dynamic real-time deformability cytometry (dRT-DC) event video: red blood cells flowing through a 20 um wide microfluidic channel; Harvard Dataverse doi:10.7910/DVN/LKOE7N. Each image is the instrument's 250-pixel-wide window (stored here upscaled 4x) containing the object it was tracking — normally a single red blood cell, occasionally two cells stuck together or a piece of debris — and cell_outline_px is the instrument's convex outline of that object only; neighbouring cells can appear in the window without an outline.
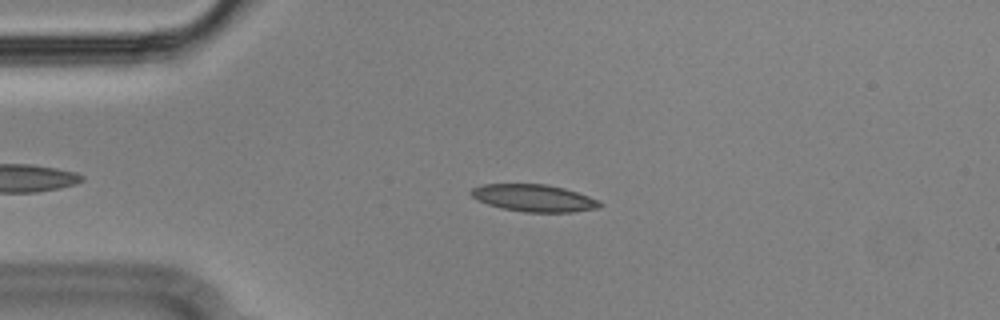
{"species": "Egyptian fruit bat (a non-hibernating species)", "species_latin": "Rousettus aegyptiacus", "temperature_condition": "cold", "stored_images_in_passage": 50, "camera_frame_rate_fps": 3000, "um_per_image_px": 0.085, "animal": {"sex": "male"}, "frame": {"image": 1, "passage_image": 12, "time_ms": 3.667, "image_size_px": [1000, 320], "cell_outline_px": [[604, 204], [596, 208], [572, 212], [524, 212], [504, 208], [488, 204], [476, 200], [468, 192], [472, 188], [484, 184], [548, 184], [564, 188], [588, 196]], "centroid_in_image_um": [45.34, 16.82], "position_along_channel_um": 39.7, "area_um2": 20.23}}
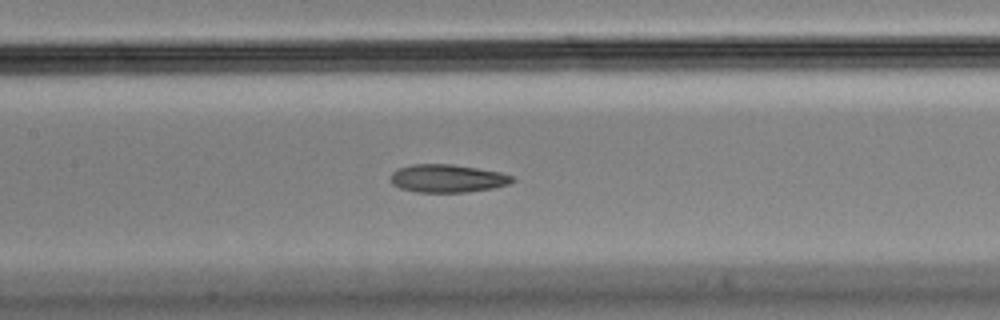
{"frame": {"image": 2, "passage_image": 25, "time_ms": 8.0, "image_size_px": [1000, 320], "cell_outline_px": [[516, 180], [508, 184], [492, 188], [468, 192], [416, 192], [400, 188], [392, 184], [392, 172], [396, 168], [412, 164], [452, 164], [500, 172], [512, 176]], "centroid_in_image_um": [38.02, 15.16], "position_along_channel_um": 169.4, "area_um2": 19.83}}
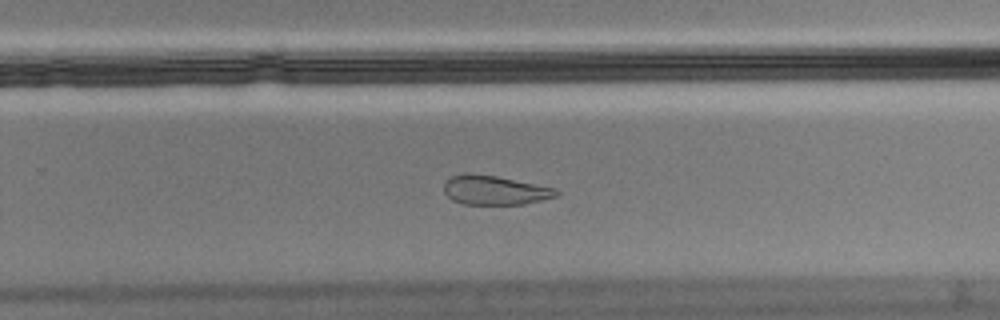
{"frame": {"image": 3, "passage_image": 35, "time_ms": 11.333, "image_size_px": [1000, 320], "cell_outline_px": [[560, 192], [556, 196], [524, 204], [464, 204], [452, 200], [444, 192], [444, 180], [448, 176], [464, 172], [468, 172], [496, 176], [556, 188]], "centroid_in_image_um": [41.99, 16.14], "position_along_channel_um": 287.8, "area_um2": 19.31}, "authors_computed_cell_mechanics": {"area_um2": 20.3745, "velocity_mm_per_s": 3.5687, "shape_relaxation_time_tau1_ms": null, "shape_relaxation_time_tau2_ms": 5.5009, "deformation_change_tau1": null, "deformation_change_tau2": 0.1265}}